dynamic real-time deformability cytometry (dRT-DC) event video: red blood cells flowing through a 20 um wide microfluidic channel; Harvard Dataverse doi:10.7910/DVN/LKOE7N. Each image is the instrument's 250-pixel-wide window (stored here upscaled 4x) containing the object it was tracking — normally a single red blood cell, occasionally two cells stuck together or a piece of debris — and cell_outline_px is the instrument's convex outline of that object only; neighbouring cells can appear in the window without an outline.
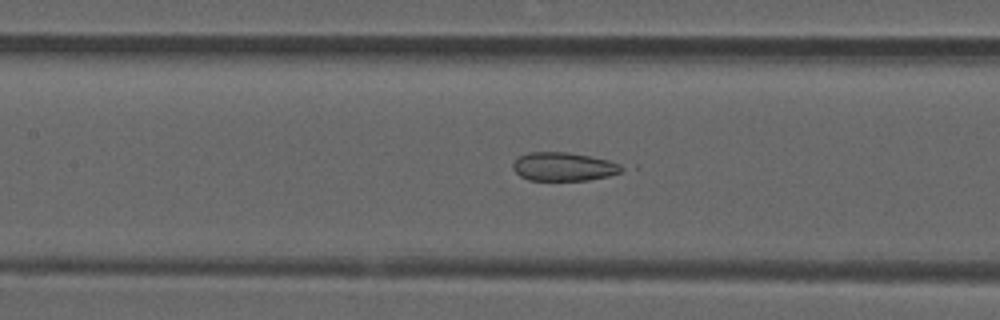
{"species": "common noctule bat (a hibernating species)", "species_latin": "Nyctalus noctula", "temperature_condition": "room temperature", "stored_images_in_passage": 50, "camera_frame_rate_fps": 3000, "um_per_image_px": 0.085, "animal": {"sex": "male", "forearm_length_mm": 52.5}, "frame": {"image": 1, "passage_image": 23, "time_ms": 7.333, "image_size_px": [1000, 320], "cell_outline_px": [[628, 168], [620, 172], [608, 176], [588, 180], [528, 180], [520, 176], [512, 168], [512, 164], [520, 156], [528, 152], [568, 152], [608, 160], [620, 164]], "centroid_in_image_um": [47.92, 14.17], "position_along_channel_um": 159.5, "area_um2": 18.09}}
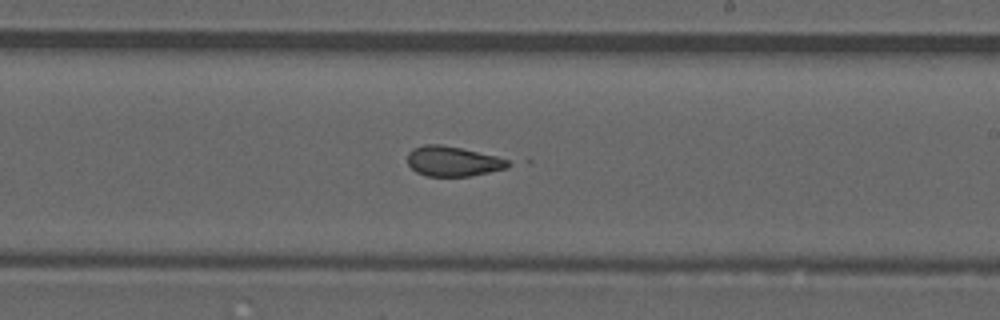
{"frame": {"image": 2, "passage_image": 30, "time_ms": 9.667, "image_size_px": [1000, 320], "cell_outline_px": [[516, 164], [508, 168], [468, 176], [428, 176], [416, 172], [408, 164], [408, 152], [412, 148], [424, 144], [440, 144], [460, 148], [496, 156], [508, 160]], "centroid_in_image_um": [38.51, 13.7], "position_along_channel_um": 250.5, "area_um2": 17.63}}
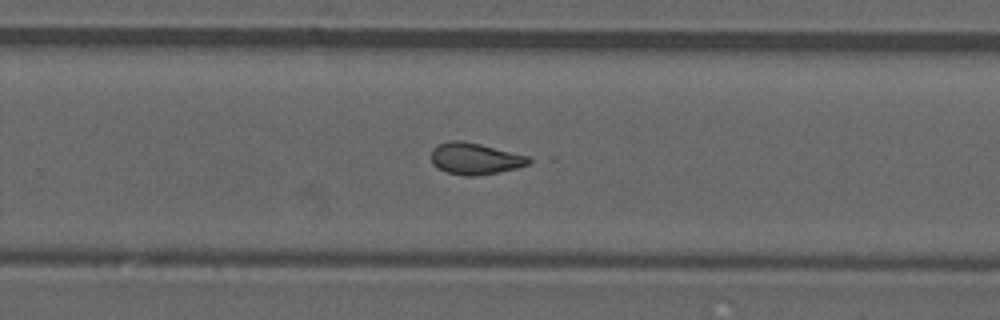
{"frame": {"image": 3, "passage_image": 33, "time_ms": 10.667, "image_size_px": [1000, 320], "cell_outline_px": [[536, 160], [528, 164], [516, 168], [476, 176], [464, 176], [448, 172], [432, 164], [432, 148], [436, 144], [448, 140], [460, 140], [480, 144], [528, 156]], "centroid_in_image_um": [40.37, 13.47], "position_along_channel_um": 289.4, "area_um2": 17.92}}